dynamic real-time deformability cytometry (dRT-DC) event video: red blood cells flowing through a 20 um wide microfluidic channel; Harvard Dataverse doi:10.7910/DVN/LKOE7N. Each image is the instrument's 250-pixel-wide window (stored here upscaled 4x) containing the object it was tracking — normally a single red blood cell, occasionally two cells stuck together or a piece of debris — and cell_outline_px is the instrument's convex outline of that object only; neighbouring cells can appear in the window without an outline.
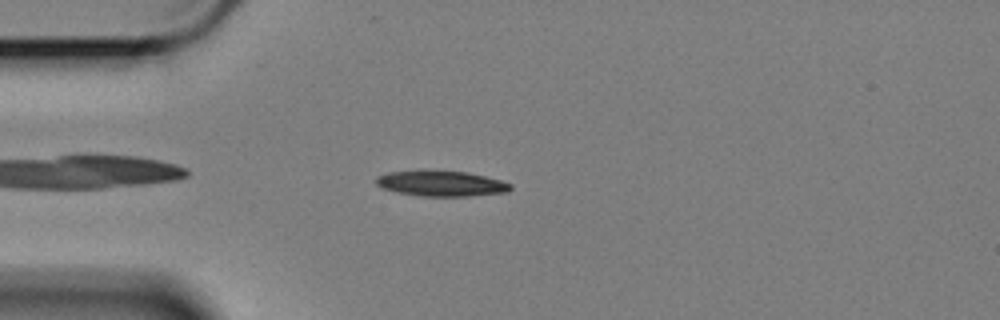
{"species": "Egyptian fruit bat (a non-hibernating species)", "species_latin": "Rousettus aegyptiacus", "temperature_condition": "cold", "stored_images_in_passage": 47, "camera_frame_rate_fps": 3000, "um_per_image_px": 0.085, "animal": {"sex": "female"}, "frame": {"image": 1, "passage_image": 4, "time_ms": 1.0, "image_size_px": [1000, 320], "cell_outline_px": [[512, 188], [508, 192], [468, 196], [420, 196], [396, 192], [380, 188], [376, 184], [376, 176], [388, 172], [424, 168], [468, 172], [500, 180], [512, 184]], "centroid_in_image_um": [37.44, 15.56], "position_along_channel_um": 47.6, "area_um2": 20.69}}
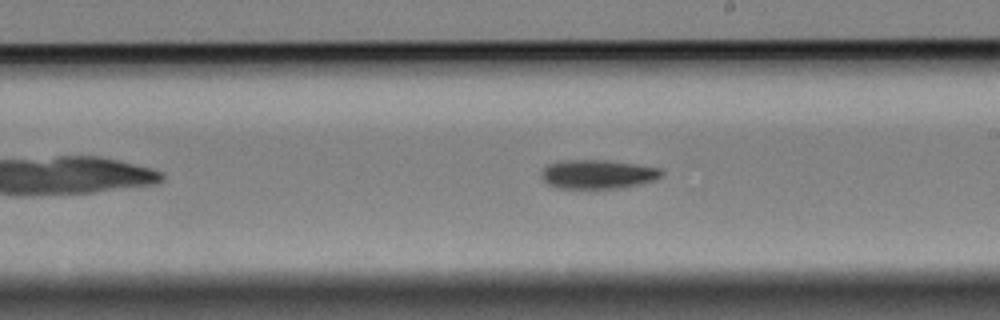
{"frame": {"image": 2, "passage_image": 22, "time_ms": 7.0, "image_size_px": [1000, 320], "cell_outline_px": [[664, 176], [656, 180], [624, 188], [556, 188], [548, 184], [540, 176], [540, 172], [548, 164], [556, 160], [604, 160], [636, 164], [660, 168], [664, 172]], "centroid_in_image_um": [50.82, 14.81], "position_along_channel_um": 238.2, "area_um2": 20.63}}
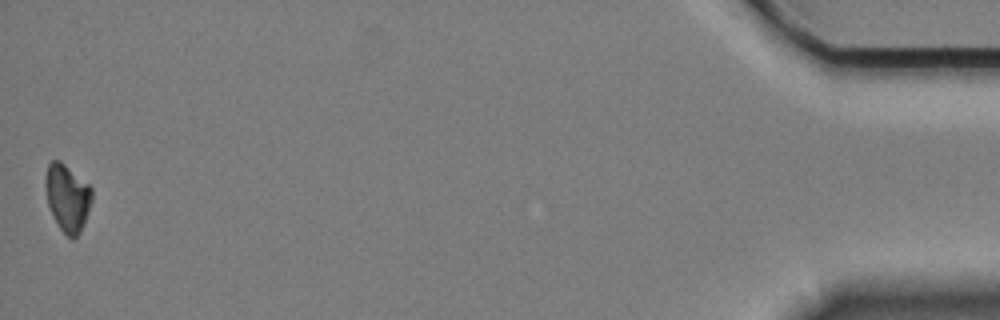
{"frame": {"image": 3, "passage_image": 47, "time_ms": 15.333, "image_size_px": [1000, 320], "cell_outline_px": [[92, 200], [84, 224], [80, 232], [72, 240], [60, 228], [48, 204], [44, 184], [44, 180], [48, 164], [52, 160], [60, 160], [88, 184], [92, 188]], "centroid_in_image_um": [5.73, 16.78], "position_along_channel_um": 429.5, "area_um2": 18.03}, "authors_computed_cell_mechanics": {"area_um2": 20.0566, "velocity_mm_per_s": 3.3957, "shape_relaxation_time_tau1_ms": 3.1402, "shape_relaxation_time_tau2_ms": null, "deformation_change_tau1": 0.1117, "deformation_change_tau2": null}}